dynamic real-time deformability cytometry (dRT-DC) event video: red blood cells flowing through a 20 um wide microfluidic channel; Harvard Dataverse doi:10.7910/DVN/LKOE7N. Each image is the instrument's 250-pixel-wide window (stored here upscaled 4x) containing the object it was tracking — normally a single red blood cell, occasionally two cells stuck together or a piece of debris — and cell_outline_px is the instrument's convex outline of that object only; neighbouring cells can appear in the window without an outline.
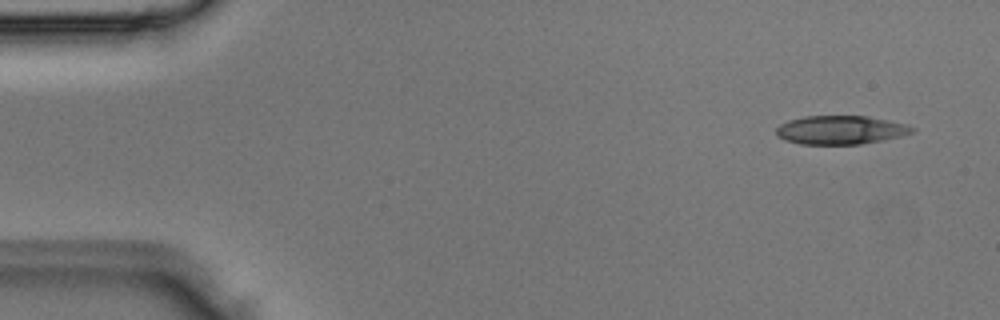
{"species": "Egyptian fruit bat (a non-hibernating species)", "species_latin": "Rousettus aegyptiacus", "temperature_condition": "room temperature", "stored_images_in_passage": 3, "camera_frame_rate_fps": 3000, "um_per_image_px": 0.085, "animal": {"sex": "male"}, "frame": {"image": 1, "passage_image": 1, "time_ms": 0.0, "image_size_px": [1000, 320], "cell_outline_px": [[916, 128], [912, 132], [900, 136], [884, 140], [860, 144], [800, 144], [784, 140], [776, 136], [776, 128], [780, 124], [788, 120], [804, 116], [868, 116], [908, 124]], "centroid_in_image_um": [71.43, 11.04], "position_along_channel_um": 13.6, "area_um2": 22.83}}